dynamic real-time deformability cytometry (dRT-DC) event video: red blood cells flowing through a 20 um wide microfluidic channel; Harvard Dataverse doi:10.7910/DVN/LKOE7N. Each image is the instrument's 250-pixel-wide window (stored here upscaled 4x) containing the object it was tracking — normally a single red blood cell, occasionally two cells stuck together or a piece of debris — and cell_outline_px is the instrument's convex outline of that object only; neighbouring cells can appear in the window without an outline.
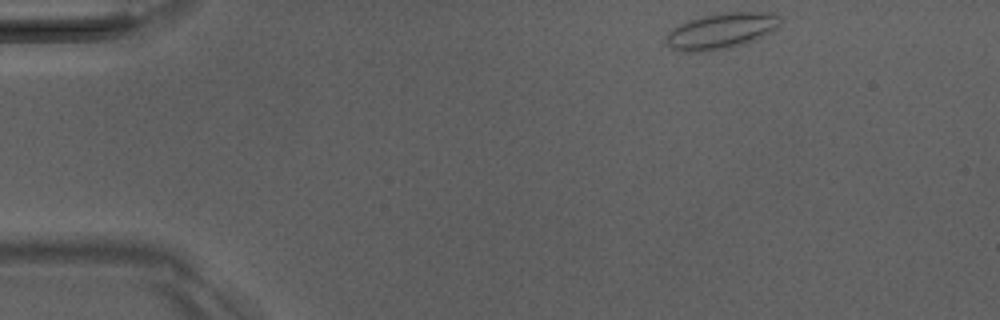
{"species": "Egyptian fruit bat (a non-hibernating species)", "species_latin": "Rousettus aegyptiacus", "temperature_condition": "room temperature", "stored_images_in_passage": 45, "camera_frame_rate_fps": 3000, "um_per_image_px": 0.085, "animal": {"sex": "male"}, "frame": {"image": 1, "passage_image": 1, "time_ms": 0.0, "image_size_px": [1000, 320], "cell_outline_px": [[780, 20], [776, 28], [772, 32], [756, 40], [744, 44], [728, 48], [700, 52], [680, 52], [672, 48], [664, 40], [668, 32], [672, 28], [688, 20], [700, 16], [724, 12], [772, 12], [780, 16]], "centroid_in_image_um": [61.29, 2.63], "position_along_channel_um": 23.7, "area_um2": 24.1}}
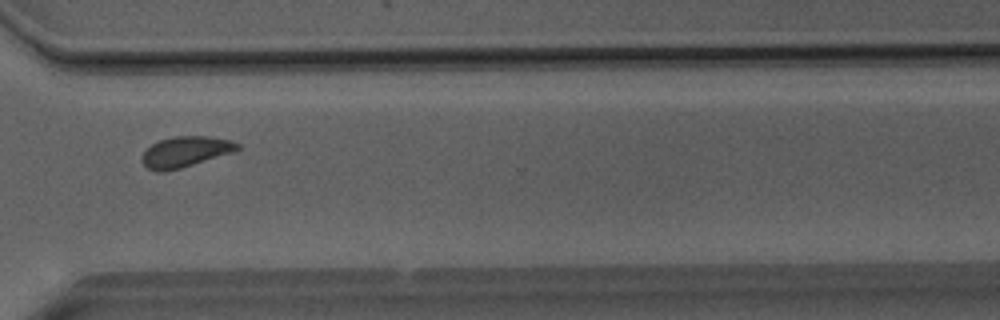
{"frame": {"image": 2, "passage_image": 32, "time_ms": 10.333, "image_size_px": [1000, 320], "cell_outline_px": [[240, 148], [232, 152], [180, 168], [164, 172], [156, 172], [148, 168], [140, 160], [140, 156], [152, 144], [160, 140], [176, 136], [208, 136], [232, 140], [240, 144]], "centroid_in_image_um": [15.73, 12.9], "position_along_channel_um": 354.9, "area_um2": 16.94}}
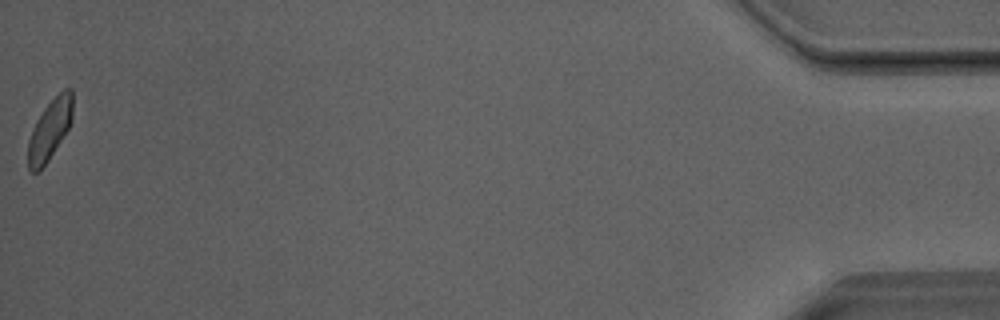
{"frame": {"image": 3, "passage_image": 45, "time_ms": 14.667, "image_size_px": [1000, 320], "cell_outline_px": [[72, 120], [68, 128], [48, 160], [40, 172], [32, 172], [28, 168], [28, 140], [32, 128], [36, 120], [44, 108], [64, 88], [72, 88]], "centroid_in_image_um": [4.21, 11.03], "position_along_channel_um": 431.0, "area_um2": 15.55}, "authors_computed_cell_mechanics": {"area_um2": 16.8776, "velocity_mm_per_s": 4.0209, "shape_relaxation_time_tau1_ms": 4.9914, "shape_relaxation_time_tau2_ms": 0.6514, "deformation_change_tau1": 0.1026, "deformation_change_tau2": 0.0509}}